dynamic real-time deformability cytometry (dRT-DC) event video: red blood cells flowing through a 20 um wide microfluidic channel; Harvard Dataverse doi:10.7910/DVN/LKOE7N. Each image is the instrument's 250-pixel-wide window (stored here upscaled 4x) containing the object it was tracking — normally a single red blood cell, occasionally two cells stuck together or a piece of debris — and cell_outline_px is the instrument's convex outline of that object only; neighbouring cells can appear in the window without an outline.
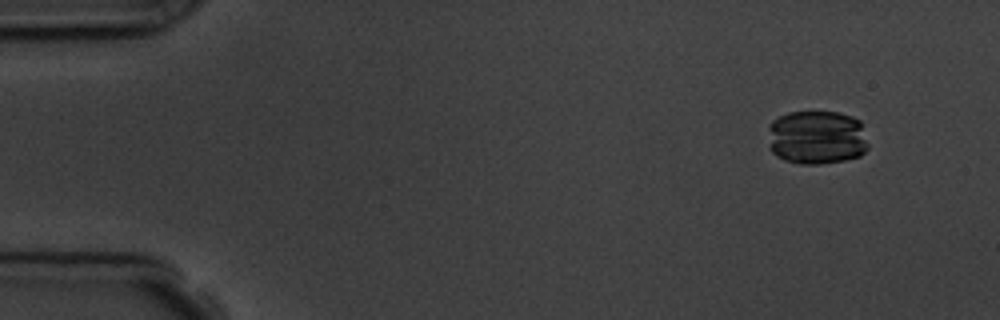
{"species": "common noctule bat (a hibernating species)", "species_latin": "Nyctalus noctula", "temperature_condition": "room temperature", "stored_images_in_passage": 5, "camera_frame_rate_fps": 3000, "um_per_image_px": 0.085, "animal": {"sex": "male", "body_mass_g": 19.5, "forearm_length_mm": 54.6}, "frame": {"image": 1, "passage_image": 2, "time_ms": 1.0, "image_size_px": [1000, 320], "cell_outline_px": [[868, 148], [860, 156], [844, 160], [820, 164], [800, 164], [784, 160], [776, 156], [772, 152], [768, 128], [768, 124], [772, 120], [788, 112], [840, 112], [852, 116], [860, 120], [868, 144]], "centroid_in_image_um": [69.43, 11.67], "position_along_channel_um": 15.6, "area_um2": 31.85}}